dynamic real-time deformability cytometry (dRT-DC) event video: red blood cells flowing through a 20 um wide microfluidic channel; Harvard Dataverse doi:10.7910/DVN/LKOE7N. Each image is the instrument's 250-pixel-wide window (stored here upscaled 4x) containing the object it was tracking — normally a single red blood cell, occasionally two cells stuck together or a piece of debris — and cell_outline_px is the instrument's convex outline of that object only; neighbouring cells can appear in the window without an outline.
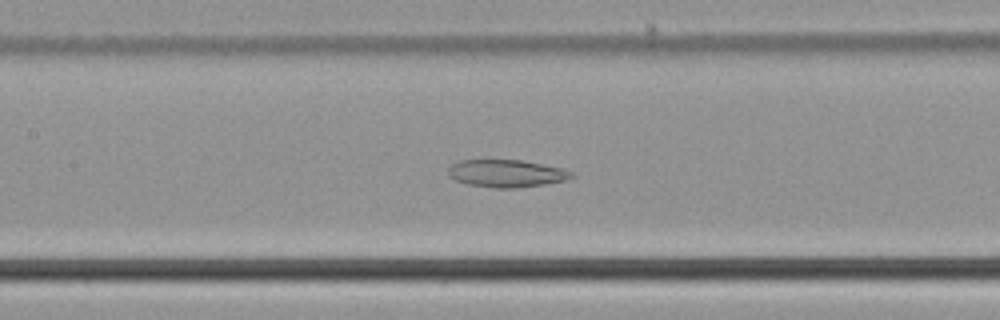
{"species": "common noctule bat (a hibernating species)", "species_latin": "Nyctalus noctula", "temperature_condition": "cold", "stored_images_in_passage": 56, "camera_frame_rate_fps": 3000, "um_per_image_px": 0.085, "animal": {"sex": "male", "body_mass_g": 21.5, "forearm_length_mm": 52.0}, "frame": {"image": 1, "passage_image": 27, "time_ms": 8.667, "image_size_px": [1000, 320], "cell_outline_px": [[576, 176], [564, 180], [544, 184], [516, 188], [492, 188], [468, 184], [456, 180], [448, 176], [448, 168], [452, 164], [460, 160], [524, 160], [564, 168], [572, 172]], "centroid_in_image_um": [43.06, 14.73], "position_along_channel_um": 164.3, "area_um2": 19.88}}
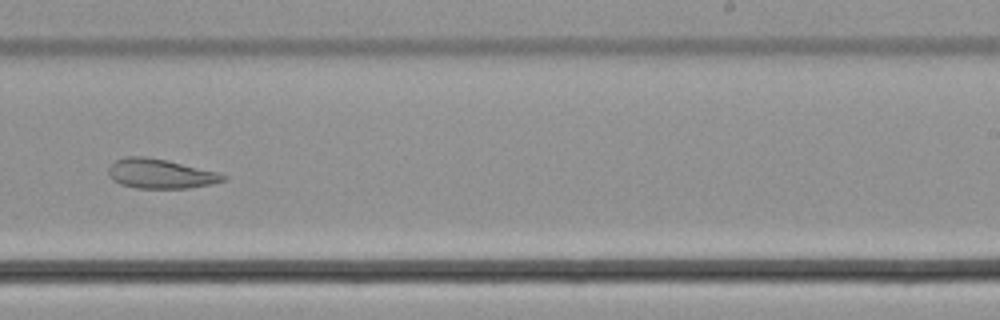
{"frame": {"image": 2, "passage_image": 36, "time_ms": 11.667, "image_size_px": [1000, 320], "cell_outline_px": [[228, 180], [212, 184], [188, 188], [136, 188], [120, 184], [112, 180], [108, 176], [108, 168], [116, 160], [124, 156], [144, 156], [164, 160], [216, 172], [228, 176]], "centroid_in_image_um": [13.6, 14.78], "position_along_channel_um": 275.4, "area_um2": 19.65}}
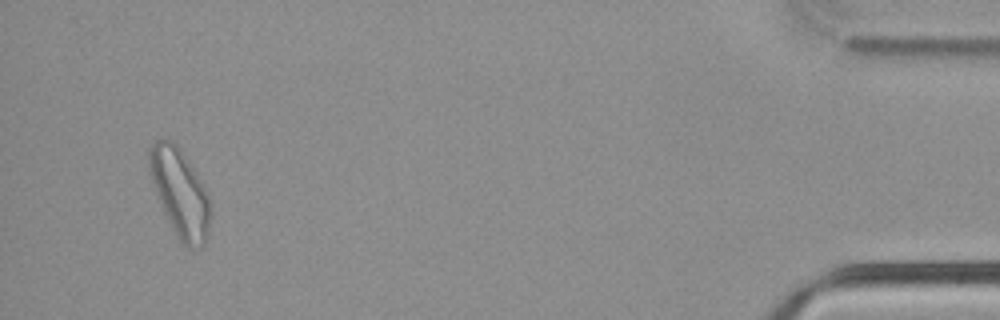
{"frame": {"image": 3, "passage_image": 54, "time_ms": 17.667, "image_size_px": [1000, 320], "cell_outline_px": [[212, 216], [208, 240], [200, 248], [188, 248], [176, 236], [164, 212], [156, 192], [148, 168], [148, 148], [156, 140], [172, 140], [180, 148], [196, 172], [208, 192], [212, 204]], "centroid_in_image_um": [15.35, 16.43], "position_along_channel_um": 419.9, "area_um2": 31.85}}